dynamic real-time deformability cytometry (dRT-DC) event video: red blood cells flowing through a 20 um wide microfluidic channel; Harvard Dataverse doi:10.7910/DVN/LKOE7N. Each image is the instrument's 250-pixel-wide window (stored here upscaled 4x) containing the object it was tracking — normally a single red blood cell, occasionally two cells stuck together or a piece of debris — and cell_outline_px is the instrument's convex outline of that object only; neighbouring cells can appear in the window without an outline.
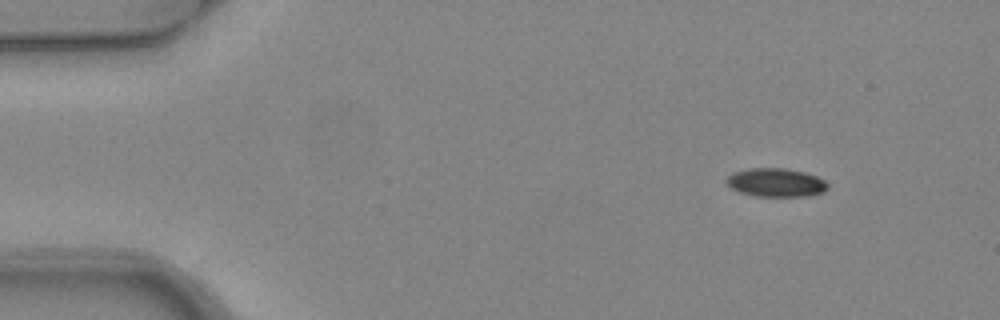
{"species": "common noctule bat (a hibernating species)", "species_latin": "Nyctalus noctula", "temperature_condition": "warm", "stored_images_in_passage": 3, "camera_frame_rate_fps": 3000, "um_per_image_px": 0.085, "animal": {"sex": "female", "body_mass_g": 24.6, "forearm_length_mm": 56.2}, "frame": {"image": 1, "passage_image": 1, "time_ms": 0.0, "image_size_px": [1000, 320], "cell_outline_px": [[828, 188], [824, 192], [808, 196], [756, 196], [740, 192], [724, 184], [724, 180], [732, 172], [748, 168], [784, 168], [804, 172], [816, 176], [824, 180], [828, 184]], "centroid_in_image_um": [65.92, 15.51], "position_along_channel_um": 19.1, "area_um2": 16.99}}
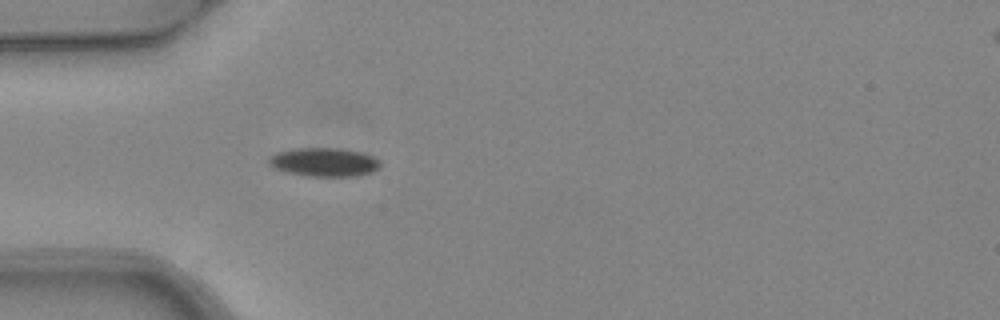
{"frame": {"image": 2, "passage_image": 3, "time_ms": 0.667, "image_size_px": [1000, 320], "cell_outline_px": [[380, 168], [372, 172], [352, 176], [304, 176], [284, 172], [268, 164], [268, 156], [276, 152], [292, 148], [336, 148], [360, 152], [372, 156], [380, 160]], "centroid_in_image_um": [27.5, 13.78], "position_along_channel_um": 57.5, "area_um2": 18.79}}